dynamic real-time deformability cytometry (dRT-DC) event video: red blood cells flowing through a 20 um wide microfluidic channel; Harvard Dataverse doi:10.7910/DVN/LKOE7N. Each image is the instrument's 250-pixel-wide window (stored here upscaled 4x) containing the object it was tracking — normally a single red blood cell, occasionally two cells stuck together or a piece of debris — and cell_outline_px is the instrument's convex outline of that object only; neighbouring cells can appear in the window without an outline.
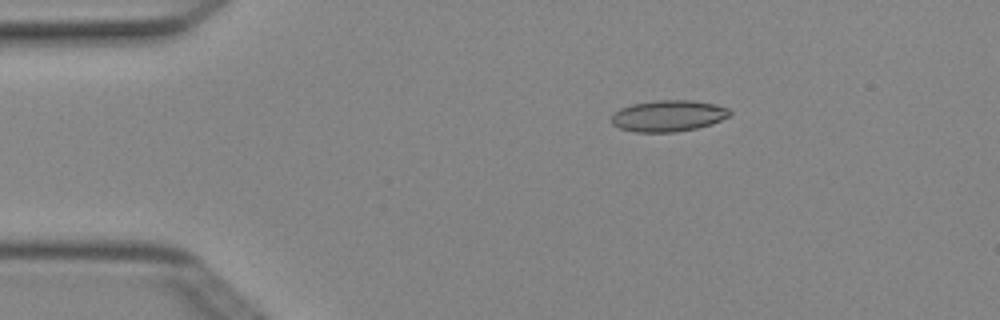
{"species": "Egyptian fruit bat (a non-hibernating species)", "species_latin": "Rousettus aegyptiacus", "temperature_condition": "cold", "stored_images_in_passage": 5, "camera_frame_rate_fps": 3000, "um_per_image_px": 0.085, "animal": {"sex": "female"}, "frame": {"image": 1, "passage_image": 3, "time_ms": 0.667, "image_size_px": [1000, 320], "cell_outline_px": [[732, 116], [712, 124], [696, 128], [676, 132], [636, 132], [620, 128], [612, 124], [612, 116], [620, 108], [632, 104], [656, 100], [692, 100], [716, 104], [728, 108], [732, 112]], "centroid_in_image_um": [56.86, 9.84], "position_along_channel_um": 28.1, "area_um2": 21.73}}
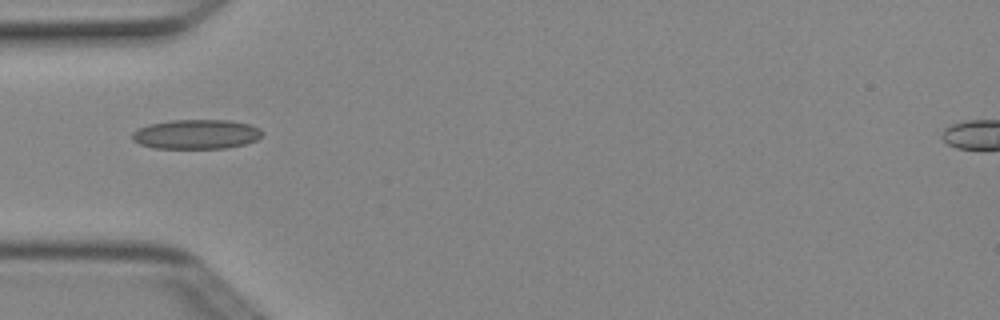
{"frame": {"image": 2, "passage_image": 4, "time_ms": 1.0, "image_size_px": [1000, 320], "cell_outline_px": [[260, 136], [256, 140], [244, 144], [224, 148], [152, 148], [140, 144], [132, 140], [132, 132], [136, 128], [148, 124], [172, 120], [228, 120], [248, 124], [260, 128]], "centroid_in_image_um": [16.62, 11.41], "position_along_channel_um": 68.4, "area_um2": 22.31}}
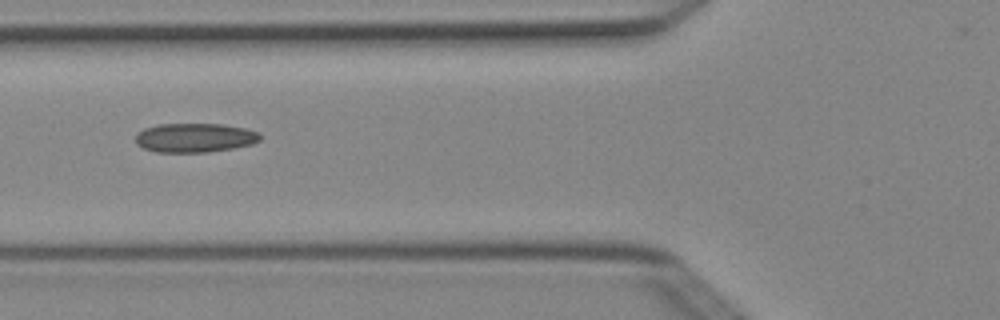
{"frame": {"image": 3, "passage_image": 5, "time_ms": 1.333, "image_size_px": [1000, 320], "cell_outline_px": [[260, 140], [252, 144], [232, 148], [208, 152], [156, 152], [144, 148], [136, 144], [136, 132], [144, 128], [156, 124], [224, 124], [248, 128], [260, 132]], "centroid_in_image_um": [16.56, 11.69], "position_along_channel_um": 109.2, "area_um2": 21.39}}